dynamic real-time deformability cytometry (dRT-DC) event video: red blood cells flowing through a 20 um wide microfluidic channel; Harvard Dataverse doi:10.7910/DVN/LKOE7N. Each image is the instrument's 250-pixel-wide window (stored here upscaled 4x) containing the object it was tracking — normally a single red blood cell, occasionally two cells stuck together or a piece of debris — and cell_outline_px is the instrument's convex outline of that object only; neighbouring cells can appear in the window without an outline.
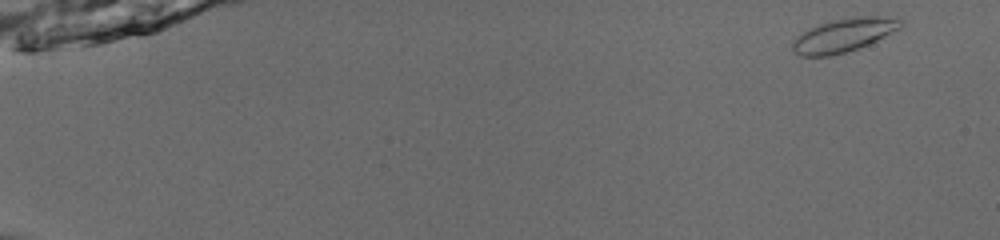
{"species": "common noctule bat (a hibernating species)", "species_latin": "Nyctalus noctula", "temperature_condition": "room temperature", "stored_images_in_passage": 52, "camera_frame_rate_fps": 3000, "um_per_image_px": 0.085, "animal": {"sex": "male", "body_mass_g": 13.0, "forearm_length_mm": 53.1}, "frame": {"image": 1, "passage_image": 2, "time_ms": 0.333, "image_size_px": [1000, 240], "cell_outline_px": [[904, 24], [900, 28], [868, 44], [844, 52], [828, 56], [800, 56], [792, 48], [792, 44], [808, 28], [828, 20], [856, 16], [876, 16], [904, 20]], "centroid_in_image_um": [71.72, 2.97], "position_along_channel_um": 13.3, "area_um2": 20.75}}
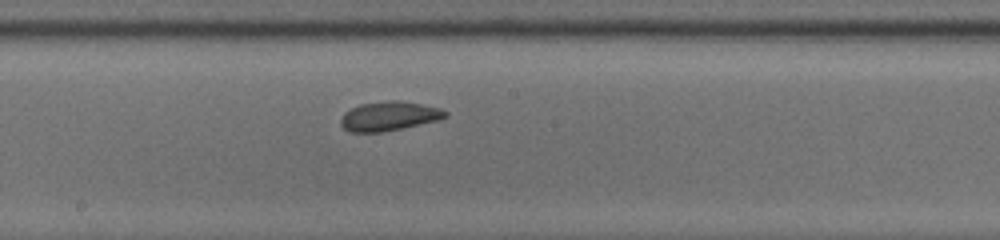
{"frame": {"image": 2, "passage_image": 30, "time_ms": 9.667, "image_size_px": [1000, 240], "cell_outline_px": [[448, 116], [436, 120], [400, 128], [380, 132], [352, 132], [344, 128], [340, 124], [340, 120], [344, 112], [360, 104], [388, 100], [396, 100], [420, 104], [440, 108], [448, 112]], "centroid_in_image_um": [33.04, 9.86], "position_along_channel_um": 215.2, "area_um2": 17.51}}
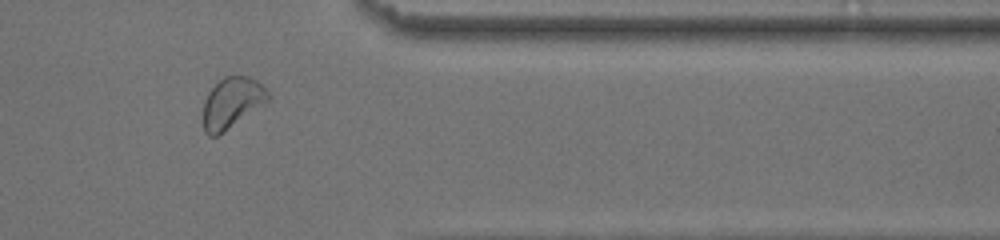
{"frame": {"image": 3, "passage_image": 44, "time_ms": 14.333, "image_size_px": [1000, 240], "cell_outline_px": [[272, 96], [268, 100], [224, 132], [216, 136], [208, 136], [204, 132], [204, 100], [208, 92], [224, 76], [248, 76], [256, 80]], "centroid_in_image_um": [19.7, 8.74], "position_along_channel_um": 391.7, "area_um2": 18.84}, "authors_computed_cell_mechanics": {"area_um2": 18.8428, "velocity_mm_per_s": 3.9338, "shape_relaxation_time_tau1_ms": 9.7895, "shape_relaxation_time_tau2_ms": 1.2458, "deformation_change_tau1": 0.1499, "deformation_change_tau2": 0.0757}}